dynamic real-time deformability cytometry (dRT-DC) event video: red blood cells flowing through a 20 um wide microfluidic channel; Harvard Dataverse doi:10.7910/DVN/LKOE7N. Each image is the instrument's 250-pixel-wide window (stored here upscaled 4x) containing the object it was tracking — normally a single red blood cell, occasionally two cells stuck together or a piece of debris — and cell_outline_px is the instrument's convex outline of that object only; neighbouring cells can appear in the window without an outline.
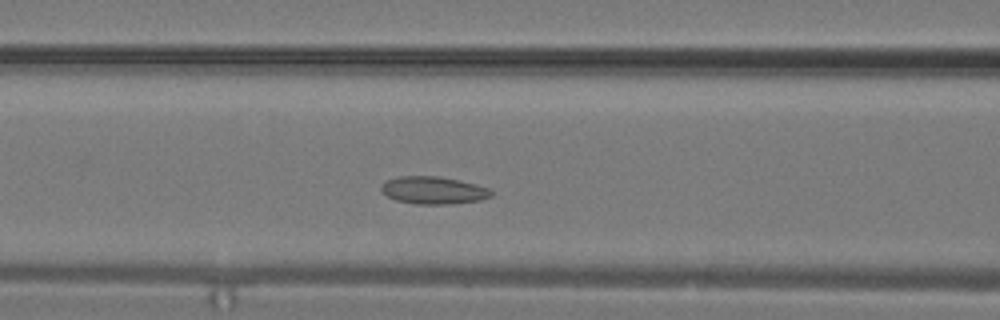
{"species": "common noctule bat (a hibernating species)", "species_latin": "Nyctalus noctula", "temperature_condition": "warm", "stored_images_in_passage": 11, "camera_frame_rate_fps": 3000, "um_per_image_px": 0.085, "animal": {"sex": "male", "body_mass_g": 19.2, "forearm_length_mm": 51.8}, "frame": {"image": 1, "passage_image": 7, "time_ms": 2.0, "image_size_px": [1000, 320], "cell_outline_px": [[492, 196], [480, 200], [448, 204], [416, 204], [396, 200], [388, 196], [380, 188], [380, 184], [388, 180], [400, 176], [440, 176], [460, 180], [476, 184], [488, 188], [492, 192]], "centroid_in_image_um": [36.84, 16.17], "position_along_channel_um": 129.8, "area_um2": 17.57}}
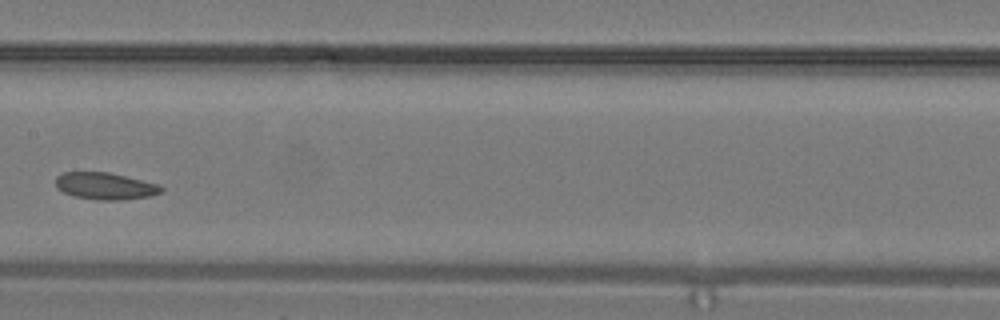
{"frame": {"image": 2, "passage_image": 10, "time_ms": 3.0, "image_size_px": [1000, 320], "cell_outline_px": [[164, 192], [148, 196], [124, 200], [96, 200], [76, 196], [64, 192], [56, 188], [56, 176], [64, 172], [108, 172], [160, 184], [164, 188]], "centroid_in_image_um": [8.97, 15.81], "position_along_channel_um": 198.4, "area_um2": 16.65}}